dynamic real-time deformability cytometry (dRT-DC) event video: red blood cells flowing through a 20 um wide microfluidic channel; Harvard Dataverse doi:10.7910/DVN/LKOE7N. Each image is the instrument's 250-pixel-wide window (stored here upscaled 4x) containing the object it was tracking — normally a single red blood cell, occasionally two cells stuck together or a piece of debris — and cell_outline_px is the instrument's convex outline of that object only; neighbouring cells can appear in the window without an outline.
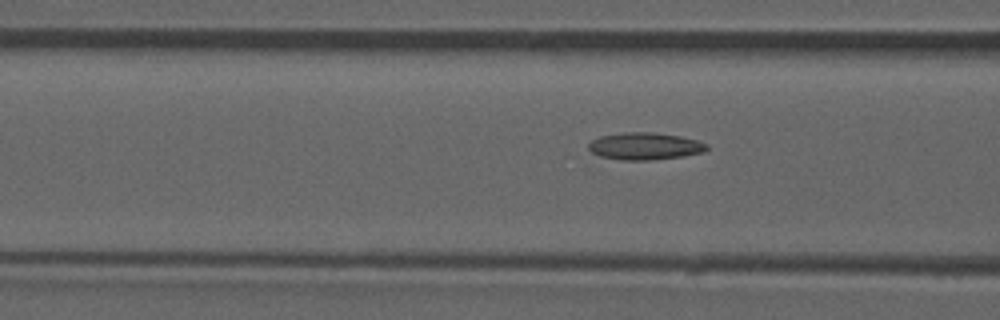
{"species": "common noctule bat (a hibernating species)", "species_latin": "Nyctalus noctula", "temperature_condition": "room temperature", "stored_images_in_passage": 37, "camera_frame_rate_fps": 3000, "um_per_image_px": 0.085, "animal": {"sex": "male", "forearm_length_mm": 52.5}, "frame": {"image": 1, "passage_image": 5, "time_ms": 1.333, "image_size_px": [1000, 320], "cell_outline_px": [[708, 148], [704, 152], [684, 156], [652, 160], [624, 160], [600, 156], [592, 152], [588, 148], [588, 144], [592, 140], [600, 136], [624, 132], [652, 132], [680, 136], [696, 140], [708, 144]], "centroid_in_image_um": [54.82, 12.42], "position_along_channel_um": 111.8, "area_um2": 18.73}}